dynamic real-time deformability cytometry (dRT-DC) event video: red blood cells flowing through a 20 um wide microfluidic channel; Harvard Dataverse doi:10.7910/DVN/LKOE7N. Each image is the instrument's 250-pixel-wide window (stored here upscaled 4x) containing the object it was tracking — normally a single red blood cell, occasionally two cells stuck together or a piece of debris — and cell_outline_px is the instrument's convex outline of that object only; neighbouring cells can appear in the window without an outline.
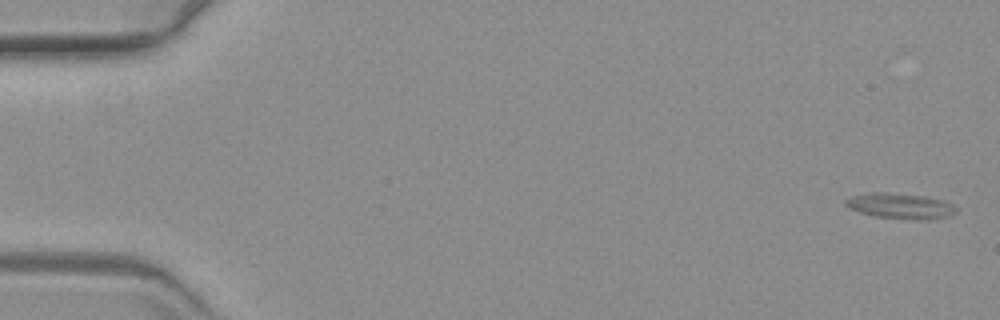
{"species": "common noctule bat (a hibernating species)", "species_latin": "Nyctalus noctula", "temperature_condition": "warm", "stored_images_in_passage": 62, "segment_of_instrument_passage": [1, 2], "camera_frame_rate_fps": 3000, "um_per_image_px": 0.085, "animal": {"sex": "female", "body_mass_g": 19.3, "forearm_length_mm": 54.1}, "frame": {"image": 1, "passage_image": 2, "time_ms": 0.333, "image_size_px": [1000, 320], "cell_outline_px": [[956, 212], [948, 216], [928, 220], [912, 220], [872, 216], [848, 208], [844, 204], [844, 200], [852, 196], [868, 192], [888, 192], [928, 196], [944, 200], [952, 204], [956, 208]], "centroid_in_image_um": [76.51, 17.5], "position_along_channel_um": 8.5, "area_um2": 16.82}}
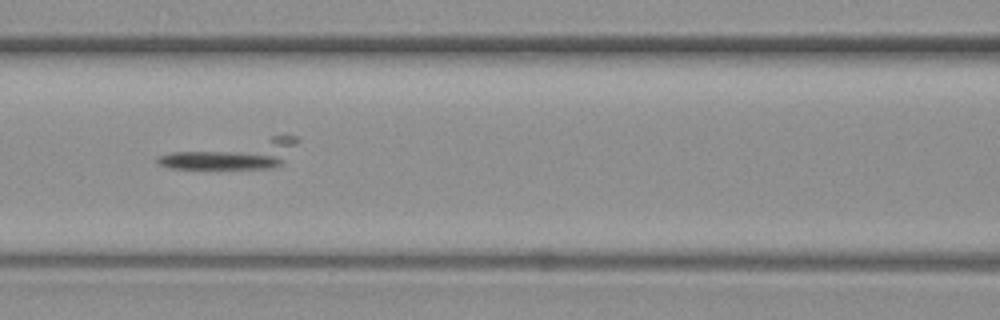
{"frame": {"image": 2, "passage_image": 28, "time_ms": 9.0, "image_size_px": [1000, 320], "cell_outline_px": [[300, 140], [284, 164], [272, 168], [168, 168], [160, 164], [156, 160], [156, 156], [172, 152], [272, 136], [296, 136]], "centroid_in_image_um": [19.93, 13.14], "position_along_channel_um": 146.7, "area_um2": 23.06}}
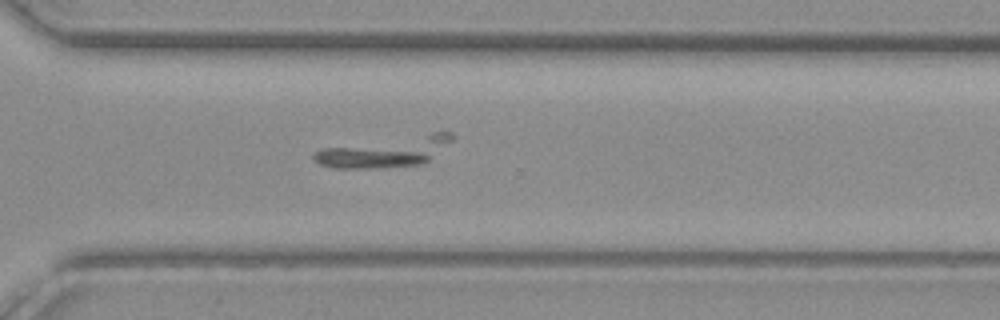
{"frame": {"image": 3, "passage_image": 45, "time_ms": 14.667, "image_size_px": [1000, 320], "cell_outline_px": [[456, 136], [452, 140], [424, 164], [384, 168], [336, 168], [320, 164], [312, 156], [320, 148], [432, 132], [452, 132]], "centroid_in_image_um": [32.75, 12.9], "position_along_channel_um": 337.9, "area_um2": 24.39}}